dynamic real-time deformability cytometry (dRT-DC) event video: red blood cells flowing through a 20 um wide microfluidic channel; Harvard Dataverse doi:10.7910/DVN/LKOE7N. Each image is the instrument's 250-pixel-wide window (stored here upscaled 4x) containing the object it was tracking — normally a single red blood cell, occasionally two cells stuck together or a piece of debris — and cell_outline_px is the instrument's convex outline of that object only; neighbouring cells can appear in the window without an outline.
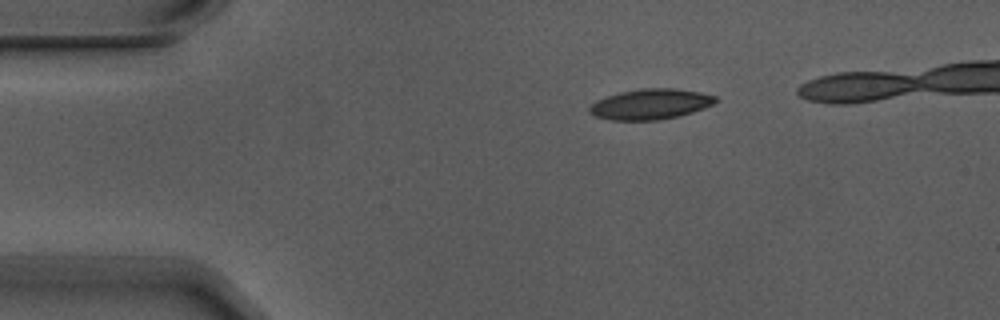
{"species": "Egyptian fruit bat (a non-hibernating species)", "species_latin": "Rousettus aegyptiacus", "temperature_condition": "warm", "stored_images_in_passage": 3, "camera_frame_rate_fps": 3000, "um_per_image_px": 0.085, "animal": {"sex": "male"}, "frame": {"image": 1, "passage_image": 1, "time_ms": 0.0, "image_size_px": [1000, 320], "cell_outline_px": [[720, 100], [704, 108], [680, 116], [660, 120], [612, 120], [596, 116], [588, 112], [588, 108], [596, 100], [620, 92], [644, 88], [672, 88], [700, 92], [716, 96]], "centroid_in_image_um": [55.31, 8.85], "position_along_channel_um": 29.7, "area_um2": 22.37}}